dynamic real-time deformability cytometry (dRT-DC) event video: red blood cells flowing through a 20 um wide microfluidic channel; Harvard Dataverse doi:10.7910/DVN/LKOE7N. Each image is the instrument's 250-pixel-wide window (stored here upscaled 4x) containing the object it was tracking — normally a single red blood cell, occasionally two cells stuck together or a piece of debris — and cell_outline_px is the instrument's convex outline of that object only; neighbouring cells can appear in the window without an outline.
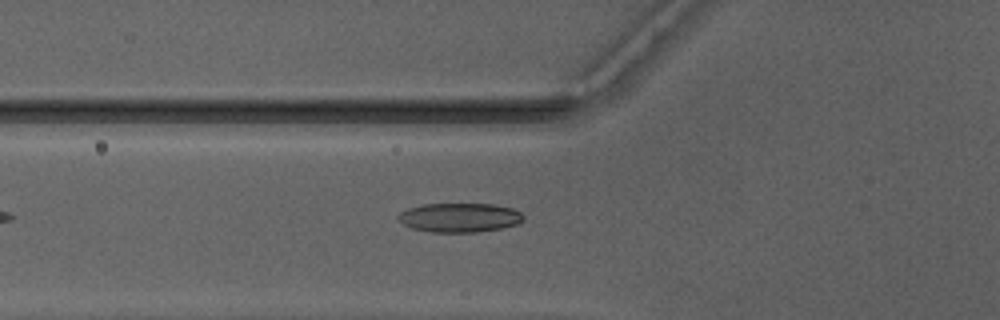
{"species": "Egyptian fruit bat (a non-hibernating species)", "species_latin": "Rousettus aegyptiacus", "temperature_condition": "warm", "stored_images_in_passage": 31, "camera_frame_rate_fps": 3000, "um_per_image_px": 0.085, "animal": {"sex": "male"}, "frame": {"image": 1, "passage_image": 2, "time_ms": 0.333, "image_size_px": [1000, 320], "cell_outline_px": [[524, 220], [516, 224], [500, 228], [476, 232], [432, 232], [412, 228], [396, 220], [396, 216], [400, 212], [408, 208], [424, 204], [492, 204], [512, 208], [520, 212], [524, 216]], "centroid_in_image_um": [39.03, 18.49], "position_along_channel_um": 86.8, "area_um2": 21.27}}
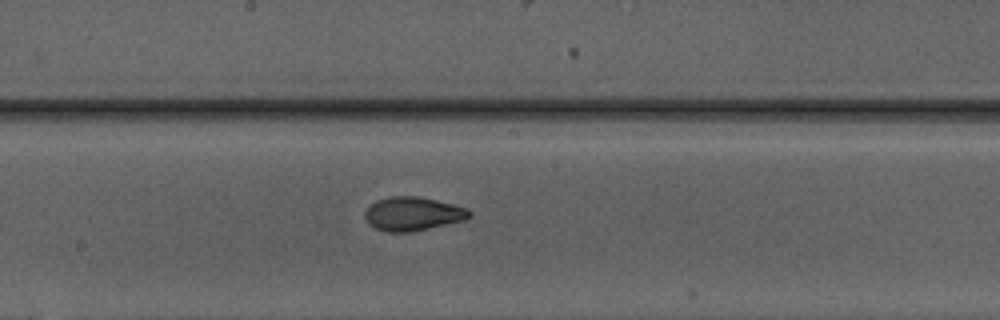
{"frame": {"image": 2, "passage_image": 11, "time_ms": 3.333, "image_size_px": [1000, 320], "cell_outline_px": [[472, 216], [468, 220], [412, 232], [388, 232], [376, 228], [368, 224], [364, 216], [364, 212], [376, 200], [392, 196], [416, 196], [452, 204], [468, 208], [472, 212]], "centroid_in_image_um": [35.13, 18.19], "position_along_channel_um": 213.1, "area_um2": 20.69}}
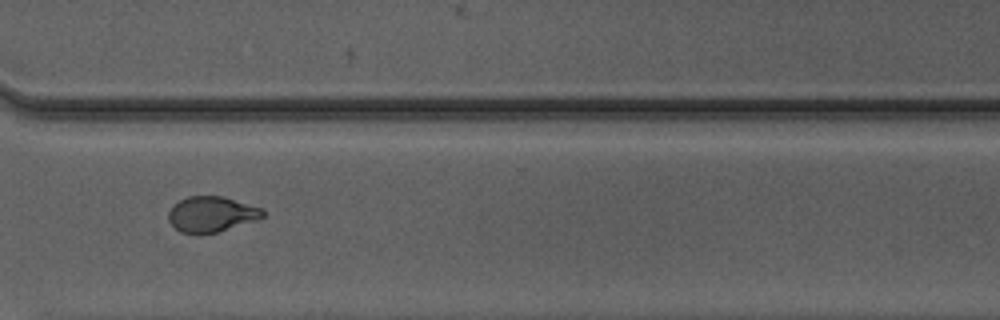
{"frame": {"image": 3, "passage_image": 21, "time_ms": 6.667, "image_size_px": [1000, 320], "cell_outline_px": [[264, 216], [260, 220], [216, 232], [180, 232], [168, 220], [168, 212], [172, 204], [188, 196], [224, 196], [264, 208]], "centroid_in_image_um": [18.02, 18.18], "position_along_channel_um": 352.6, "area_um2": 19.59}, "authors_computed_cell_mechanics": {"area_um2": 20.1144, "velocity_mm_per_s": 4.1915, "shape_relaxation_time_tau1_ms": 3.8458, "shape_relaxation_time_tau2_ms": 1.4857, "deformation_change_tau1": 0.1617, "deformation_change_tau2": 0.0678}}